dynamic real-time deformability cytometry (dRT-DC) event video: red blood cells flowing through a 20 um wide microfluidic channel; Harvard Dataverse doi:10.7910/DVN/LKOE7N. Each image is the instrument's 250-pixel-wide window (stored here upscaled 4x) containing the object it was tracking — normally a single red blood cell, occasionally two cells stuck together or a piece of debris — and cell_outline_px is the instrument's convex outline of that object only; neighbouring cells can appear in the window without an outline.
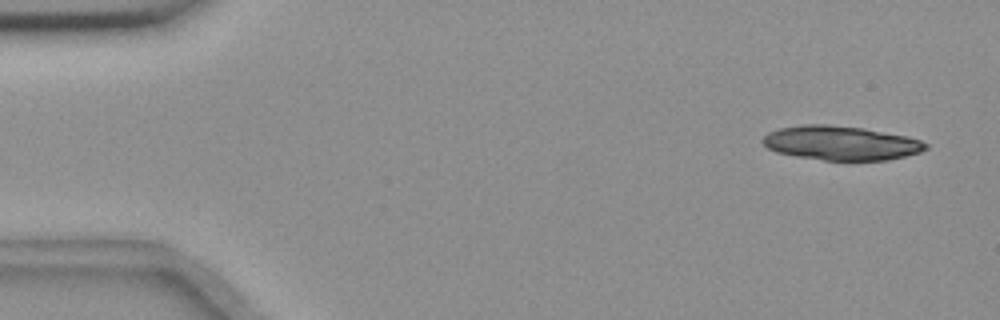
{"species": "common noctule bat (a hibernating species)", "species_latin": "Nyctalus noctula", "temperature_condition": "room temperature", "stored_images_in_passage": 6, "camera_frame_rate_fps": 3000, "um_per_image_px": 0.085, "animal": {"sex": "female", "body_mass_g": 18.4}, "frame": {"image": 1, "passage_image": 1, "time_ms": 0.0, "image_size_px": [1000, 320], "cell_outline_px": [[928, 148], [920, 152], [888, 160], [824, 160], [796, 156], [776, 152], [768, 148], [760, 140], [768, 132], [780, 128], [804, 124], [828, 124], [864, 128], [908, 136], [920, 140], [928, 144]], "centroid_in_image_um": [71.48, 12.15], "position_along_channel_um": 13.5, "area_um2": 32.54}}